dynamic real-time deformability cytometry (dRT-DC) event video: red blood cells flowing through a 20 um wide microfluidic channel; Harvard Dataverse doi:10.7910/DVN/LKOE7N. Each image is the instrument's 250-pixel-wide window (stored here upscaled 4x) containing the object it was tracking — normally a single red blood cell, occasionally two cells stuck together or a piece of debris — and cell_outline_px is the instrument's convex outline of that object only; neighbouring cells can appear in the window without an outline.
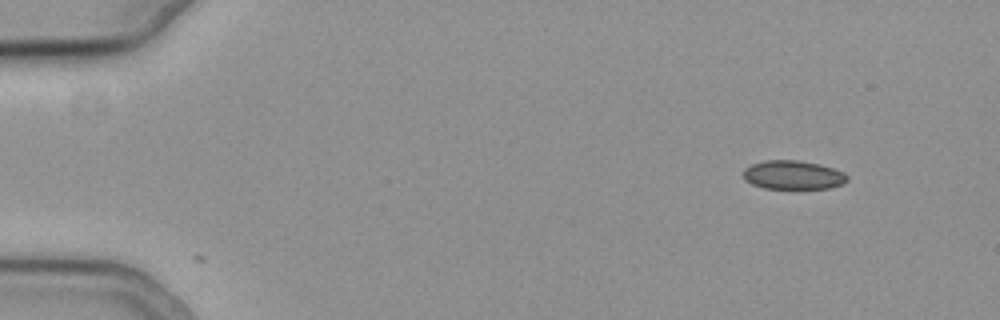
{"species": "common noctule bat (a hibernating species)", "species_latin": "Nyctalus noctula", "temperature_condition": "cold", "stored_images_in_passage": 2, "camera_frame_rate_fps": 3000, "um_per_image_px": 0.085, "animal": {"sex": "female", "body_mass_g": 19.3, "forearm_length_mm": 54.1}, "frame": {"image": 1, "passage_image": 1, "time_ms": 0.0, "image_size_px": [1000, 320], "cell_outline_px": [[848, 180], [844, 184], [832, 188], [764, 188], [752, 184], [744, 180], [744, 168], [752, 164], [764, 160], [800, 160], [820, 164], [844, 172], [848, 176]], "centroid_in_image_um": [67.43, 14.87], "position_along_channel_um": 17.6, "area_um2": 17.57}}